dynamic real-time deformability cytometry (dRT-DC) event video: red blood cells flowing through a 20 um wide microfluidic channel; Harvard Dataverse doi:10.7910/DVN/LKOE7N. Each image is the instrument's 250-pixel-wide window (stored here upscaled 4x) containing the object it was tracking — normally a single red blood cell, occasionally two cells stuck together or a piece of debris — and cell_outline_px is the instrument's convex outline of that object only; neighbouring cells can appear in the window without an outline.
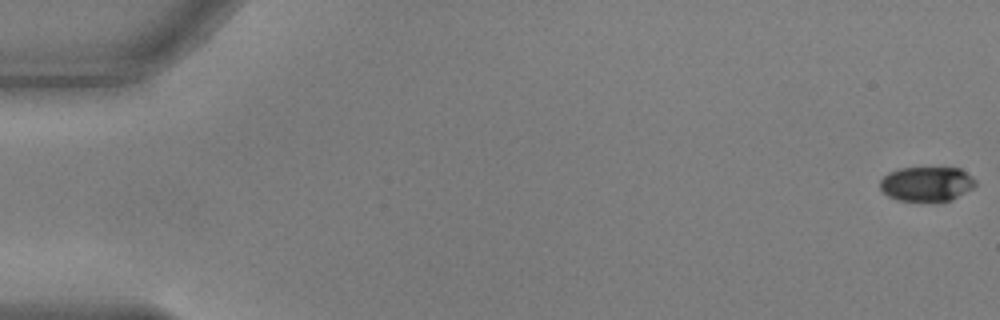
{"species": "common noctule bat (a hibernating species)", "species_latin": "Nyctalus noctula", "temperature_condition": "warm", "stored_images_in_passage": 56, "camera_frame_rate_fps": 3000, "um_per_image_px": 0.085, "animal": {"sex": "male", "body_mass_g": 17.9, "forearm_length_mm": 54.2}, "frame": {"image": 1, "passage_image": 1, "time_ms": 0.0, "image_size_px": [1000, 320], "cell_outline_px": [[976, 184], [972, 188], [952, 200], [896, 200], [888, 196], [880, 188], [880, 180], [888, 172], [900, 168], [960, 168], [972, 176], [976, 180]], "centroid_in_image_um": [78.76, 15.62], "position_along_channel_um": 6.2, "area_um2": 19.07}}
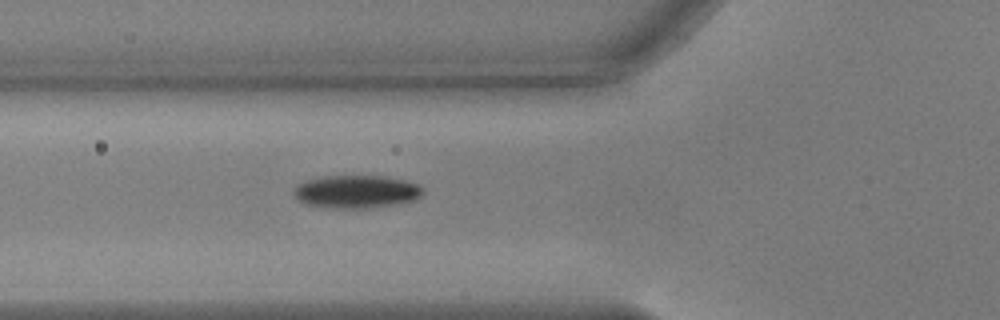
{"frame": {"image": 2, "passage_image": 21, "time_ms": 6.667, "image_size_px": [1000, 320], "cell_outline_px": [[424, 192], [420, 196], [412, 200], [392, 204], [364, 208], [332, 208], [308, 204], [300, 200], [292, 192], [296, 184], [308, 180], [324, 176], [388, 176], [420, 184], [424, 188]], "centroid_in_image_um": [30.31, 16.27], "position_along_channel_um": 95.5, "area_um2": 24.57}}
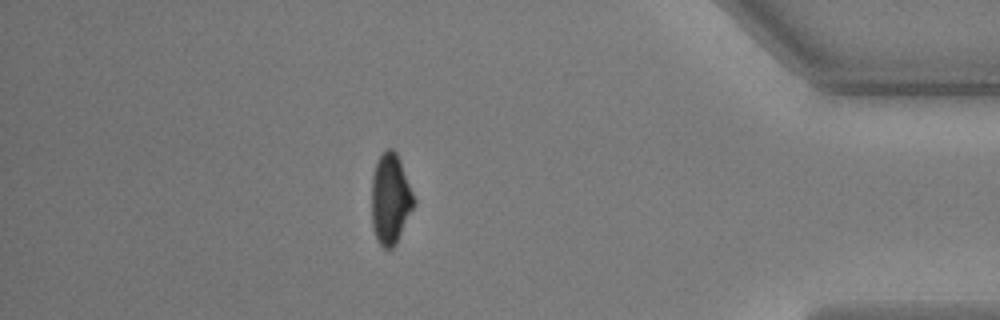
{"frame": {"image": 3, "passage_image": 49, "time_ms": 16.0, "image_size_px": [1000, 320], "cell_outline_px": [[416, 204], [396, 244], [392, 248], [384, 248], [380, 244], [372, 228], [372, 176], [376, 160], [384, 148], [392, 148], [396, 152], [400, 160], [416, 200]], "centroid_in_image_um": [33.19, 16.88], "position_along_channel_um": 402.0, "area_um2": 22.6}, "authors_computed_cell_mechanics": {"area_um2": 22.6576, "velocity_mm_per_s": 3.6851, "shape_relaxation_time_tau1_ms": 2.4201, "shape_relaxation_time_tau2_ms": 6.4421, "deformation_change_tau1": 0.1207, "deformation_change_tau2": 0.0899}}